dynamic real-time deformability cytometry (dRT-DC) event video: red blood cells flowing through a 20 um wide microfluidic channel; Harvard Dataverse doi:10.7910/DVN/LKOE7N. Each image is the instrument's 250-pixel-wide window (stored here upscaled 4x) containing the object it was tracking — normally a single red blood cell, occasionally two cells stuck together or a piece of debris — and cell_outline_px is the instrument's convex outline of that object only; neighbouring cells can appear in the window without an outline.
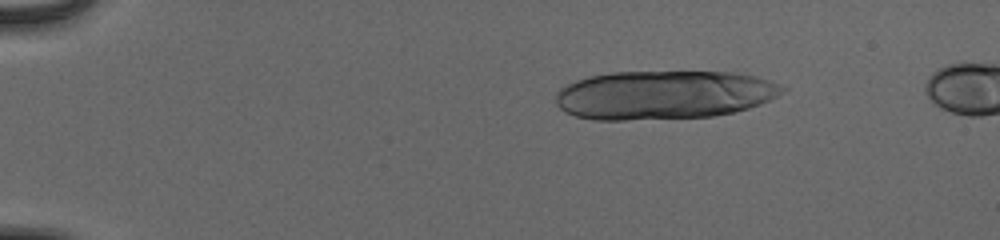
{"species": "human", "species_latin": "Homo sapiens", "temperature_condition": "cold", "stored_images_in_passage": 13, "camera_frame_rate_fps": 3000, "um_per_image_px": 0.085, "donor": {"sex": "male"}, "frame": {"image": 1, "passage_image": 1, "time_ms": 0.0, "image_size_px": [1000, 240], "cell_outline_px": [[788, 88], [776, 96], [760, 104], [736, 112], [712, 116], [624, 120], [592, 120], [576, 116], [564, 112], [556, 104], [556, 92], [560, 88], [576, 80], [592, 76], [612, 72], [736, 72], [756, 76], [780, 84]], "centroid_in_image_um": [56.42, 8.07], "position_along_channel_um": 28.6, "area_um2": 64.5}}